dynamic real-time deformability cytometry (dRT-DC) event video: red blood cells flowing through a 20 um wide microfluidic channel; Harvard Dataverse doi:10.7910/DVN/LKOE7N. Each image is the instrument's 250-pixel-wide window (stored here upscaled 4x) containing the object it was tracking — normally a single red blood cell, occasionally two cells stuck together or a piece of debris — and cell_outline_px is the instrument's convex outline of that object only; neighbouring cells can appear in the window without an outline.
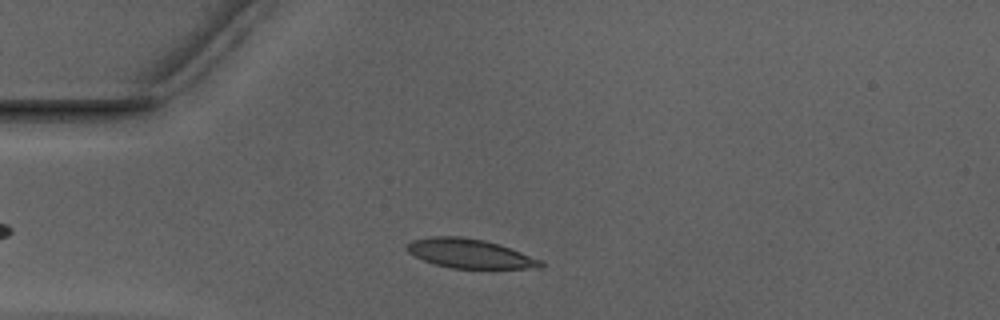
{"species": "Egyptian fruit bat (a non-hibernating species)", "species_latin": "Rousettus aegyptiacus", "temperature_condition": "warm", "stored_images_in_passage": 37, "camera_frame_rate_fps": 3000, "um_per_image_px": 0.085, "animal": {"sex": "male"}, "frame": {"image": 1, "passage_image": 6, "time_ms": 1.667, "image_size_px": [1000, 320], "cell_outline_px": [[544, 268], [452, 268], [436, 264], [424, 260], [408, 252], [408, 244], [412, 240], [432, 236], [460, 236], [484, 240], [500, 244], [540, 260], [544, 264]], "centroid_in_image_um": [39.95, 21.55], "position_along_channel_um": 45.1, "area_um2": 22.43}}
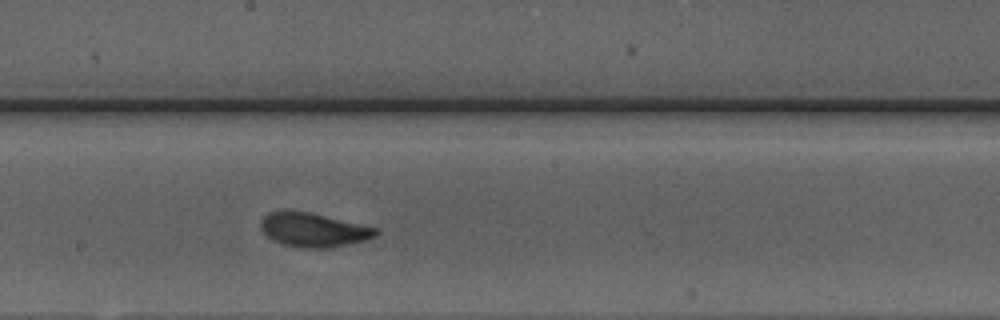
{"frame": {"image": 2, "passage_image": 21, "time_ms": 6.667, "image_size_px": [1000, 320], "cell_outline_px": [[380, 232], [376, 236], [368, 240], [332, 248], [300, 248], [284, 244], [272, 240], [260, 228], [260, 220], [268, 212], [284, 208], [308, 212], [380, 228]], "centroid_in_image_um": [26.65, 19.52], "position_along_channel_um": 221.5, "area_um2": 23.41}}
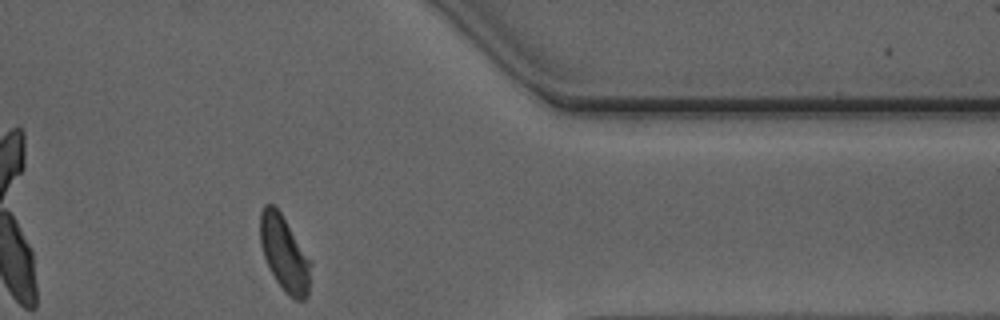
{"frame": {"image": 3, "passage_image": 35, "time_ms": 11.333, "image_size_px": [1000, 320], "cell_outline_px": [[312, 260], [308, 296], [304, 300], [296, 300], [288, 296], [284, 292], [276, 280], [264, 256], [260, 244], [260, 212], [264, 204], [272, 204], [280, 212]], "centroid_in_image_um": [24.2, 21.57], "position_along_channel_um": 387.2, "area_um2": 22.31}, "authors_computed_cell_mechanics": {"area_um2": 23.0044, "velocity_mm_per_s": 3.9295, "shape_relaxation_time_tau1_ms": 2.4965, "shape_relaxation_time_tau2_ms": 0.9653, "deformation_change_tau1": 0.1357, "deformation_change_tau2": 0.0604}}